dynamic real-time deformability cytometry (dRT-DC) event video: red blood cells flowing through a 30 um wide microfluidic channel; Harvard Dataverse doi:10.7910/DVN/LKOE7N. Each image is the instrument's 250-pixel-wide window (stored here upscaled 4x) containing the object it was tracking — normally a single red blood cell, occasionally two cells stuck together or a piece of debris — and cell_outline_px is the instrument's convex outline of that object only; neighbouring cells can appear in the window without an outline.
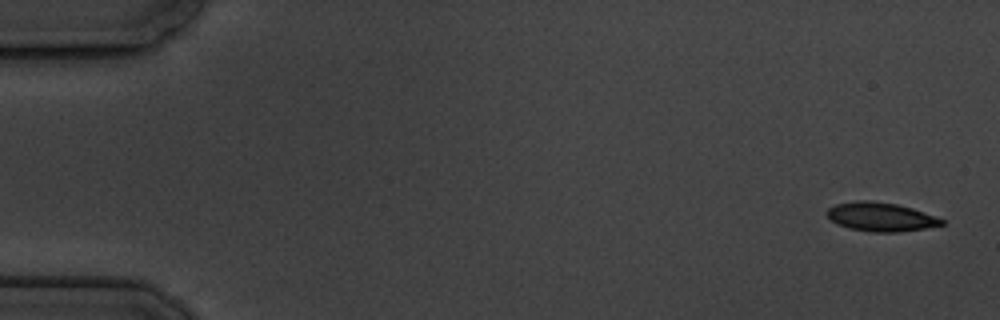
{"species": "common noctule bat (a hibernating species)", "species_latin": "Nyctalus noctula", "temperature_condition": "cold", "stored_images_in_passage": 9, "camera_frame_rate_fps": 3000, "um_per_image_px": 0.085, "animal": {"sex": "male", "body_mass_g": 19.5, "forearm_length_mm": 54.6}, "frame": {"image": 1, "passage_image": 1, "time_ms": 0.0, "image_size_px": [1000, 320], "cell_outline_px": [[944, 224], [924, 228], [896, 232], [872, 232], [848, 228], [836, 224], [828, 216], [828, 208], [836, 204], [856, 200], [872, 200], [896, 204], [912, 208], [944, 220]], "centroid_in_image_um": [74.83, 18.43], "position_along_channel_um": 10.2, "area_um2": 19.07}}
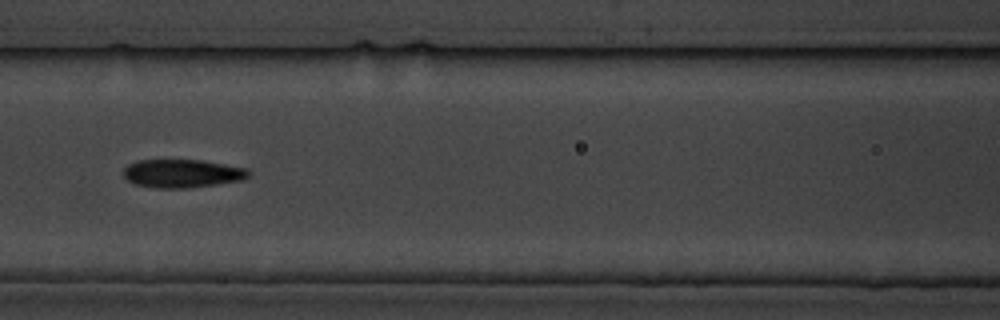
{"frame": {"image": 2, "passage_image": 8, "time_ms": 8.0, "image_size_px": [1000, 320], "cell_outline_px": [[252, 172], [244, 180], [216, 184], [184, 188], [156, 188], [136, 184], [128, 180], [124, 176], [124, 168], [128, 164], [136, 160], [204, 160], [248, 168]], "centroid_in_image_um": [15.53, 14.73], "position_along_channel_um": 151.1, "area_um2": 20.75}}
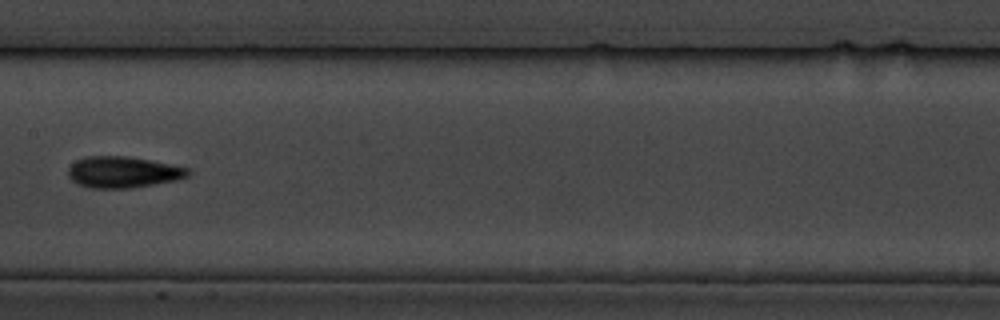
{"frame": {"image": 3, "passage_image": 9, "time_ms": 9.333, "image_size_px": [1000, 320], "cell_outline_px": [[188, 176], [176, 180], [128, 188], [92, 188], [80, 184], [72, 180], [68, 176], [68, 168], [76, 160], [88, 156], [128, 156], [172, 164], [188, 168]], "centroid_in_image_um": [10.44, 14.62], "position_along_channel_um": 197.0, "area_um2": 21.62}}